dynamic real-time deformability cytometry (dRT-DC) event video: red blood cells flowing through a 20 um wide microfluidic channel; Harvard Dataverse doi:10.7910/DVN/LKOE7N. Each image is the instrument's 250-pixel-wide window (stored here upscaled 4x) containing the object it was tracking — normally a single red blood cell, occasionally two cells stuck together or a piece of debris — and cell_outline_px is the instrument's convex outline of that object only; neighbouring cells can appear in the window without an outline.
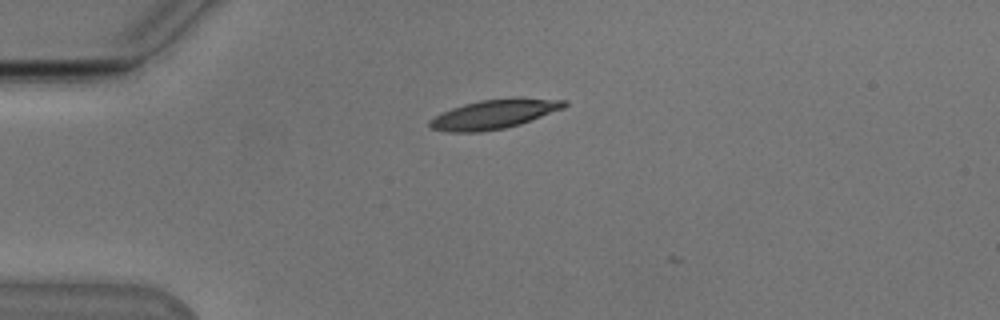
{"species": "Egyptian fruit bat (a non-hibernating species)", "species_latin": "Rousettus aegyptiacus", "temperature_condition": "cold", "stored_images_in_passage": 2, "camera_frame_rate_fps": 3000, "um_per_image_px": 0.085, "animal": {"sex": "male"}, "frame": {"image": 1, "passage_image": 1, "time_ms": 0.0, "image_size_px": [1000, 320], "cell_outline_px": [[568, 104], [564, 108], [520, 124], [504, 128], [480, 132], [448, 132], [428, 128], [428, 120], [452, 108], [464, 104], [480, 100], [512, 96], [516, 96], [568, 100]], "centroid_in_image_um": [42.03, 9.68], "position_along_channel_um": 43.0, "area_um2": 23.35}}